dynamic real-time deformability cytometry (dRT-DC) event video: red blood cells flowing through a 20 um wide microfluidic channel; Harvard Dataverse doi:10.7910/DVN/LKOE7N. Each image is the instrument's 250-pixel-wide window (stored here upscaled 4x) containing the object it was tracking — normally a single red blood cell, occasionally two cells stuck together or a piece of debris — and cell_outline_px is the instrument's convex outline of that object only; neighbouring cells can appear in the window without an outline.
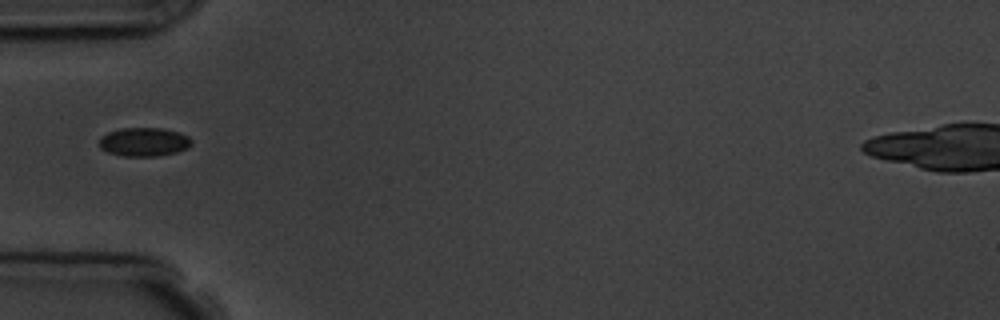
{"species": "common noctule bat (a hibernating species)", "species_latin": "Nyctalus noctula", "temperature_condition": "room temperature", "stored_images_in_passage": 5, "camera_frame_rate_fps": 3000, "um_per_image_px": 0.085, "animal": {"sex": "male", "body_mass_g": 19.5, "forearm_length_mm": 54.6}, "frame": {"image": 1, "passage_image": 5, "time_ms": 5.333, "image_size_px": [1000, 320], "cell_outline_px": [[192, 144], [188, 148], [176, 152], [160, 156], [124, 156], [108, 152], [100, 148], [100, 136], [108, 132], [120, 128], [164, 128], [180, 132], [188, 136], [192, 140]], "centroid_in_image_um": [12.26, 12.06], "position_along_channel_um": 72.7, "area_um2": 15.61}}